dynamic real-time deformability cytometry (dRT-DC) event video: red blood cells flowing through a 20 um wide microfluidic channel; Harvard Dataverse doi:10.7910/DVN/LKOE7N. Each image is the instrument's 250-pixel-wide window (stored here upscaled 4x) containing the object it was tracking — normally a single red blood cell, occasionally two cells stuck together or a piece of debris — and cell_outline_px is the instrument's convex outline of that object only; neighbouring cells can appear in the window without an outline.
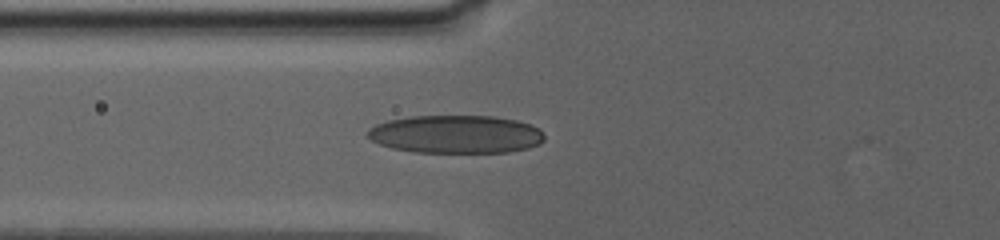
{"species": "human", "species_latin": "Homo sapiens", "temperature_condition": "warm", "stored_images_in_passage": 41, "camera_frame_rate_fps": 3000, "um_per_image_px": 0.085, "donor": {"sex": "female"}, "frame": {"image": 1, "passage_image": 20, "time_ms": 10.667, "image_size_px": [1000, 240], "cell_outline_px": [[544, 140], [540, 144], [528, 148], [508, 152], [416, 152], [392, 148], [380, 144], [372, 140], [364, 132], [368, 128], [376, 124], [388, 120], [412, 116], [496, 116], [516, 120], [532, 124], [540, 128], [544, 132]], "centroid_in_image_um": [38.77, 11.4], "position_along_channel_um": 87.0, "area_um2": 39.54}}
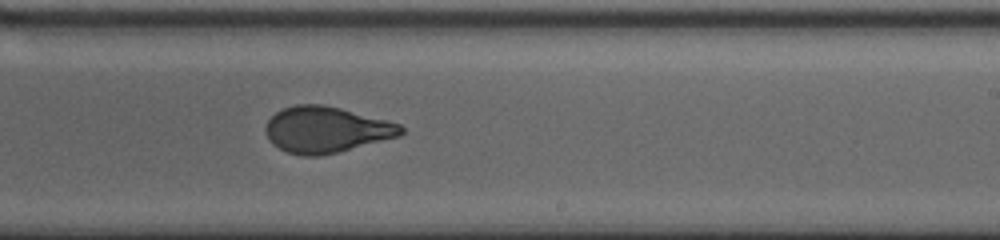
{"frame": {"image": 2, "passage_image": 30, "time_ms": 16.333, "image_size_px": [1000, 240], "cell_outline_px": [[404, 132], [400, 136], [320, 156], [304, 156], [288, 152], [272, 144], [268, 140], [264, 128], [268, 120], [276, 112], [284, 108], [296, 104], [320, 104], [340, 108], [400, 124], [404, 128]], "centroid_in_image_um": [27.69, 11.02], "position_along_channel_um": 261.3, "area_um2": 36.07}}
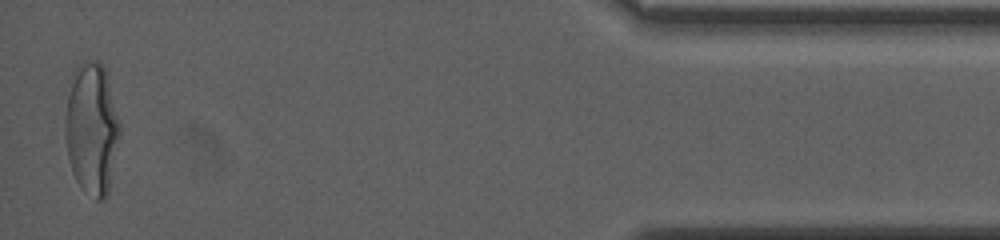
{"frame": {"image": 3, "passage_image": 41, "time_ms": 23.667, "image_size_px": [1000, 240], "cell_outline_px": [[120, 136], [108, 192], [104, 200], [96, 200], [84, 192], [76, 180], [72, 172], [68, 160], [64, 132], [64, 120], [72, 72], [76, 64], [88, 60], [100, 60], [104, 68], [120, 124]], "centroid_in_image_um": [7.77, 10.95], "position_along_channel_um": 427.4, "area_um2": 42.25}, "authors_computed_cell_mechanics": {"area_um2": 36.2984, "velocity_mm_per_s": 3.0685, "shape_relaxation_time_tau1_ms": 9.671, "shape_relaxation_time_tau2_ms": null, "deformation_change_tau1": 0.2509, "deformation_change_tau2": null}}